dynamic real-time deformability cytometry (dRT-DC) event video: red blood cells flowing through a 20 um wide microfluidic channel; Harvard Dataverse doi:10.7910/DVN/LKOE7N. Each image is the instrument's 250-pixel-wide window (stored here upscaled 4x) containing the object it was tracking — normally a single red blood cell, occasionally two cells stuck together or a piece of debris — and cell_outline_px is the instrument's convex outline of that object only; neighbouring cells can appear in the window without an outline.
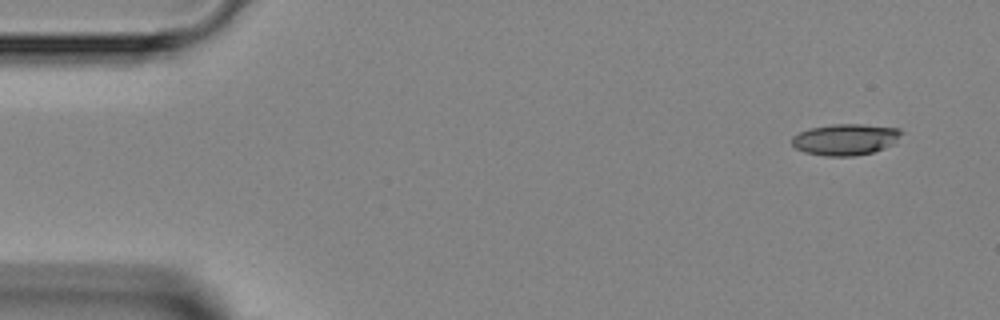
{"species": "Egyptian fruit bat (a non-hibernating species)", "species_latin": "Rousettus aegyptiacus", "temperature_condition": "room temperature", "stored_images_in_passage": 5, "camera_frame_rate_fps": 3000, "um_per_image_px": 0.085, "animal": {"sex": "female"}, "frame": {"image": 1, "passage_image": 1, "time_ms": 0.0, "image_size_px": [1000, 320], "cell_outline_px": [[904, 132], [892, 144], [884, 148], [872, 152], [856, 156], [824, 156], [804, 152], [796, 148], [792, 144], [792, 136], [800, 132], [812, 128], [832, 124], [864, 124], [900, 128]], "centroid_in_image_um": [71.87, 11.85], "position_along_channel_um": 13.1, "area_um2": 20.0}}
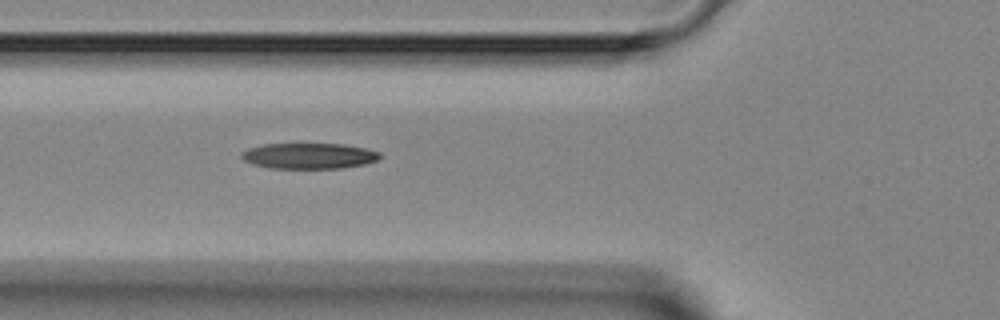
{"frame": {"image": 2, "passage_image": 5, "time_ms": 4.667, "image_size_px": [1000, 320], "cell_outline_px": [[380, 156], [376, 160], [364, 164], [340, 168], [268, 168], [252, 164], [244, 160], [240, 156], [240, 152], [248, 148], [264, 144], [344, 144], [364, 148], [380, 152]], "centroid_in_image_um": [26.21, 13.25], "position_along_channel_um": 99.6, "area_um2": 20.69}}